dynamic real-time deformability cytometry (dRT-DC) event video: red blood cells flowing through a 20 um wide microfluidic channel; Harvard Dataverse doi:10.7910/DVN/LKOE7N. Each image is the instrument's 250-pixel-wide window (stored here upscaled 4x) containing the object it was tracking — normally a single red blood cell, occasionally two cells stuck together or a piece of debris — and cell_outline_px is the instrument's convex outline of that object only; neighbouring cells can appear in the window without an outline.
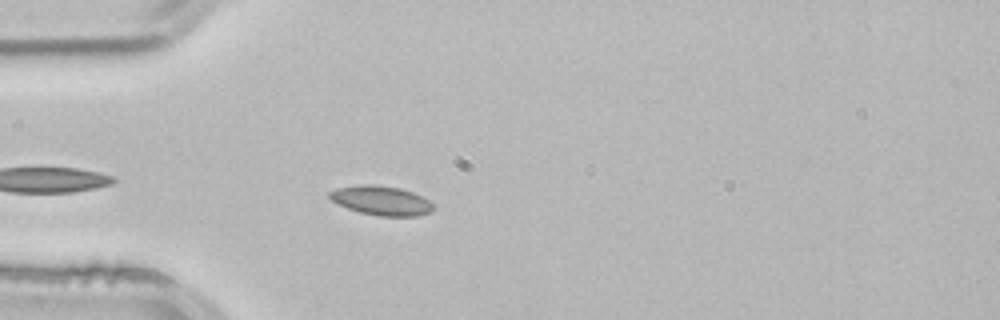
{"species": "common noctule bat (a hibernating species)", "species_latin": "Nyctalus noctula", "temperature_condition": "room temperature", "stored_images_in_passage": 3, "camera_frame_rate_fps": 3000, "um_per_image_px": 0.085, "animal": {"sex": "male", "body_mass_g": 21.5, "forearm_length_mm": 52.0}, "frame": {"image": 1, "passage_image": 3, "time_ms": 0.667, "image_size_px": [1000, 320], "cell_outline_px": [[436, 208], [432, 212], [416, 216], [376, 216], [360, 212], [348, 208], [332, 200], [328, 196], [328, 192], [336, 188], [360, 184], [372, 184], [400, 188], [412, 192], [428, 200]], "centroid_in_image_um": [32.41, 17.05], "position_along_channel_um": 52.6, "area_um2": 17.74}}